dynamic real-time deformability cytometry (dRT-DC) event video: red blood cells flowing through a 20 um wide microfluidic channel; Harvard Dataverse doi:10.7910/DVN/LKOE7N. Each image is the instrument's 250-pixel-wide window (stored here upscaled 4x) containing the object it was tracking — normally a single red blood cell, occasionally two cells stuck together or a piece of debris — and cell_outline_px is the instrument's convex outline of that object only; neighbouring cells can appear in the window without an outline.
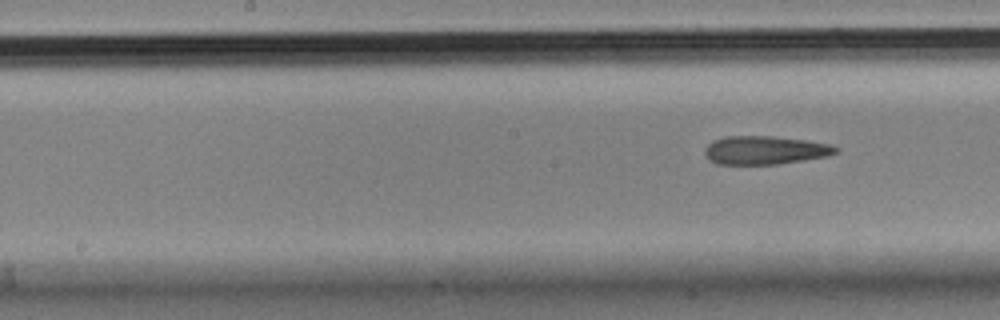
{"species": "Egyptian fruit bat (a non-hibernating species)", "species_latin": "Rousettus aegyptiacus", "temperature_condition": "cold", "stored_images_in_passage": 10, "segment_of_instrument_passage": [2, 2], "camera_frame_rate_fps": 3000, "um_per_image_px": 0.085, "animal": {"sex": "male"}, "frame": {"image": 1, "passage_image": 10, "time_ms": 3.0, "image_size_px": [1000, 320], "cell_outline_px": [[840, 148], [836, 152], [828, 156], [776, 164], [716, 164], [708, 160], [704, 152], [704, 148], [712, 140], [728, 136], [772, 136], [804, 140], [832, 144]], "centroid_in_image_um": [65.0, 12.76], "position_along_channel_um": 183.2, "area_um2": 21.73}}